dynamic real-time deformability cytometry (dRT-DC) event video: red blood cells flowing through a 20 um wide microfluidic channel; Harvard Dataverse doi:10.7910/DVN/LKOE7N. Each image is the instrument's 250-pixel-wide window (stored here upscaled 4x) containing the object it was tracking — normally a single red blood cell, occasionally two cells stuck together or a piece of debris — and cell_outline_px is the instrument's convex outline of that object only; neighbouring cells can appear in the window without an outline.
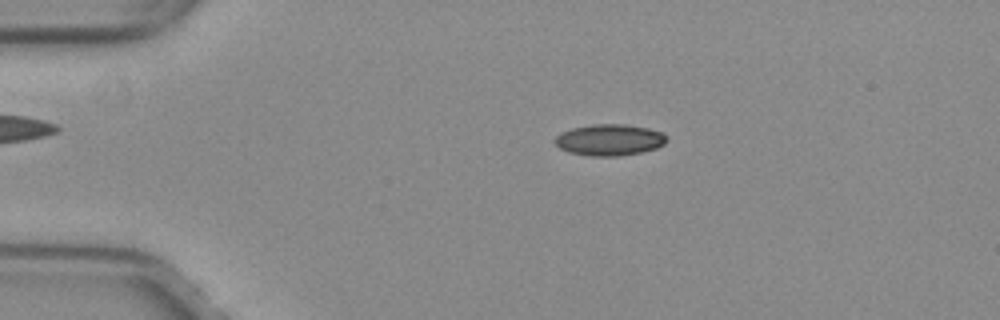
{"species": "common noctule bat (a hibernating species)", "species_latin": "Nyctalus noctula", "temperature_condition": "warm", "stored_images_in_passage": 52, "camera_frame_rate_fps": 3000, "um_per_image_px": 0.085, "animal": {"sex": "female", "body_mass_g": 29.2, "forearm_length_mm": 56.3}, "frame": {"image": 1, "passage_image": 11, "time_ms": 3.333, "image_size_px": [1000, 320], "cell_outline_px": [[668, 140], [664, 144], [656, 148], [640, 152], [620, 156], [592, 156], [568, 152], [560, 148], [552, 140], [560, 132], [572, 128], [592, 124], [624, 124], [648, 128], [660, 132]], "centroid_in_image_um": [51.76, 11.89], "position_along_channel_um": 33.2, "area_um2": 20.4}}
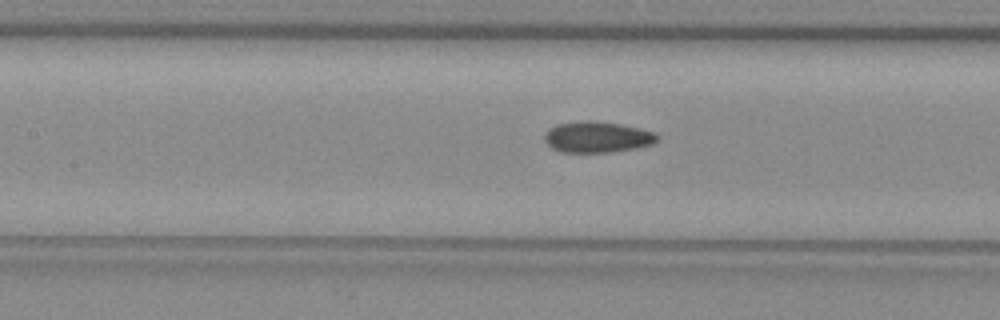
{"frame": {"image": 2, "passage_image": 24, "time_ms": 7.667, "image_size_px": [1000, 320], "cell_outline_px": [[660, 136], [652, 144], [636, 148], [612, 152], [560, 152], [552, 148], [544, 140], [544, 136], [556, 124], [588, 120], [592, 120], [620, 124], [640, 128], [656, 132]], "centroid_in_image_um": [50.8, 11.65], "position_along_channel_um": 156.6, "area_um2": 20.35}}
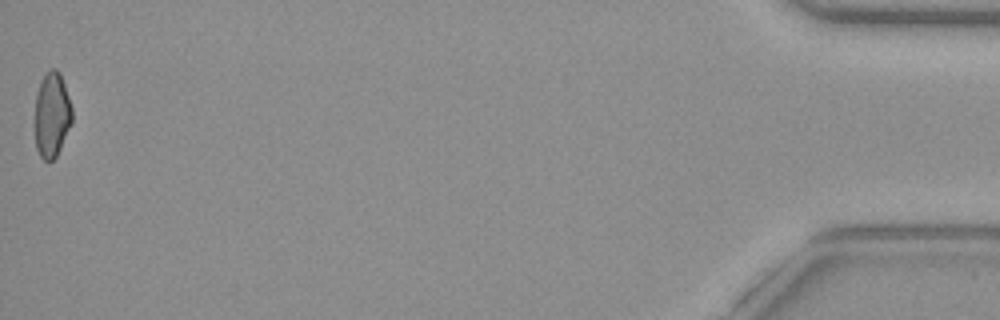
{"frame": {"image": 3, "passage_image": 52, "time_ms": 17.0, "image_size_px": [1000, 320], "cell_outline_px": [[72, 120], [60, 148], [56, 156], [52, 160], [44, 160], [40, 156], [36, 148], [36, 96], [40, 80], [48, 68], [56, 68], [60, 72], [72, 108]], "centroid_in_image_um": [4.41, 9.71], "position_along_channel_um": 430.8, "area_um2": 18.21}, "authors_computed_cell_mechanics": {"area_um2": 19.8254, "velocity_mm_per_s": 4.0163, "shape_relaxation_time_tau1_ms": null, "shape_relaxation_time_tau2_ms": 1.844, "deformation_change_tau1": null, "deformation_change_tau2": 0.0859}}